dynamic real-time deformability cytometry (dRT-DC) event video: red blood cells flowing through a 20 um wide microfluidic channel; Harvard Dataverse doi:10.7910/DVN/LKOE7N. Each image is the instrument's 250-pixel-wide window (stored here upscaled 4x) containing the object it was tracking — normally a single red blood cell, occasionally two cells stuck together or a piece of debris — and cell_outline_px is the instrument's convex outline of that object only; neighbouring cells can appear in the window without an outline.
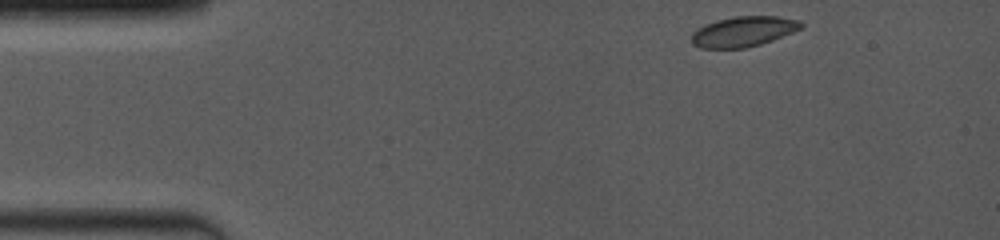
{"species": "common noctule bat (a hibernating species)", "species_latin": "Nyctalus noctula", "temperature_condition": "room temperature", "stored_images_in_passage": 59, "camera_frame_rate_fps": 4000, "um_per_image_px": 0.085, "animal": {"sex": "female", "body_mass_g": 19.0, "forearm_length_mm": 53.3}, "frame": {"image": 1, "passage_image": 1, "time_ms": 0.0, "image_size_px": [1000, 240], "cell_outline_px": [[804, 24], [800, 28], [792, 32], [772, 40], [760, 44], [744, 48], [700, 48], [692, 44], [692, 32], [704, 24], [716, 20], [736, 16], [776, 16], [800, 20]], "centroid_in_image_um": [63.16, 2.67], "position_along_channel_um": 21.8, "area_um2": 19.25}}
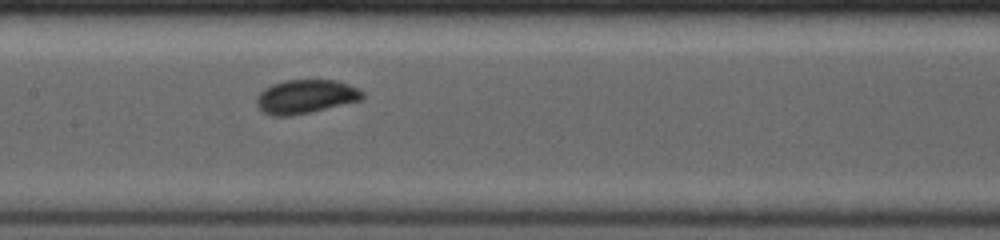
{"frame": {"image": 2, "passage_image": 26, "time_ms": 6.0, "image_size_px": [1000, 240], "cell_outline_px": [[364, 96], [360, 100], [312, 112], [292, 116], [272, 116], [264, 112], [256, 104], [256, 96], [264, 88], [272, 84], [284, 80], [336, 80], [348, 84], [364, 92]], "centroid_in_image_um": [25.95, 8.21], "position_along_channel_um": 181.4, "area_um2": 20.92}}
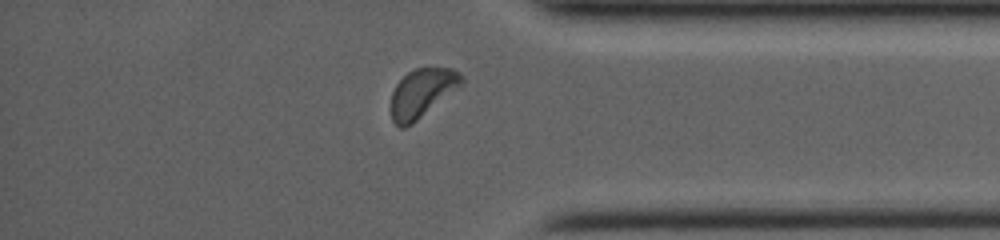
{"frame": {"image": 3, "passage_image": 50, "time_ms": 11.5, "image_size_px": [1000, 240], "cell_outline_px": [[464, 84], [412, 124], [404, 128], [400, 128], [392, 120], [392, 92], [396, 84], [408, 72], [416, 68], [452, 68], [460, 72], [464, 76]], "centroid_in_image_um": [35.91, 7.89], "position_along_channel_um": 399.3, "area_um2": 20.0}, "authors_computed_cell_mechanics": {"area_um2": 19.941, "velocity_mm_per_s": 4.0188, "shape_relaxation_time_tau1_ms": 3.0838, "shape_relaxation_time_tau2_ms": null, "deformation_change_tau1": 0.0678, "deformation_change_tau2": null}}